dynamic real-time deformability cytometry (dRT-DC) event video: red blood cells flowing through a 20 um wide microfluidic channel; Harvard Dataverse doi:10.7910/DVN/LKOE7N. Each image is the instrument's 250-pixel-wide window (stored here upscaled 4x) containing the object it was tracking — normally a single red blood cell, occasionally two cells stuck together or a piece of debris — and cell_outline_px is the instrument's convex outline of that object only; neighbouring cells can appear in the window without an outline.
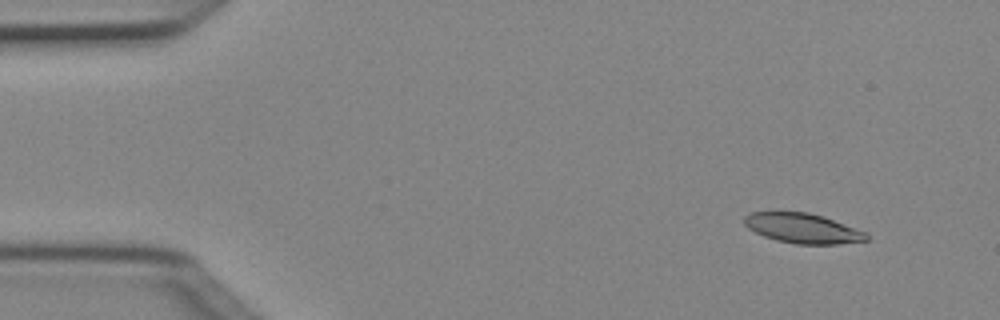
{"species": "Egyptian fruit bat (a non-hibernating species)", "species_latin": "Rousettus aegyptiacus", "temperature_condition": "cold", "stored_images_in_passage": 6, "camera_frame_rate_fps": 3000, "um_per_image_px": 0.085, "animal": {"sex": "female"}, "frame": {"image": 1, "passage_image": 1, "time_ms": 0.0, "image_size_px": [1000, 320], "cell_outline_px": [[868, 240], [836, 244], [796, 244], [776, 240], [764, 236], [748, 228], [744, 224], [744, 216], [748, 212], [808, 212], [824, 216], [868, 232]], "centroid_in_image_um": [68.24, 19.4], "position_along_channel_um": 16.8, "area_um2": 21.39}}
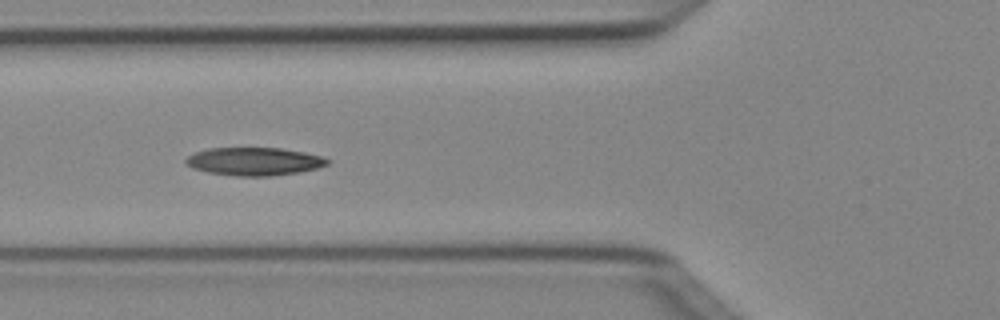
{"frame": {"image": 2, "passage_image": 5, "time_ms": 1.333, "image_size_px": [1000, 320], "cell_outline_px": [[332, 160], [328, 164], [316, 168], [296, 172], [268, 176], [236, 176], [208, 172], [192, 168], [184, 160], [188, 156], [196, 152], [208, 148], [280, 148], [304, 152], [324, 156]], "centroid_in_image_um": [21.63, 13.71], "position_along_channel_um": 104.2, "area_um2": 23.0}}
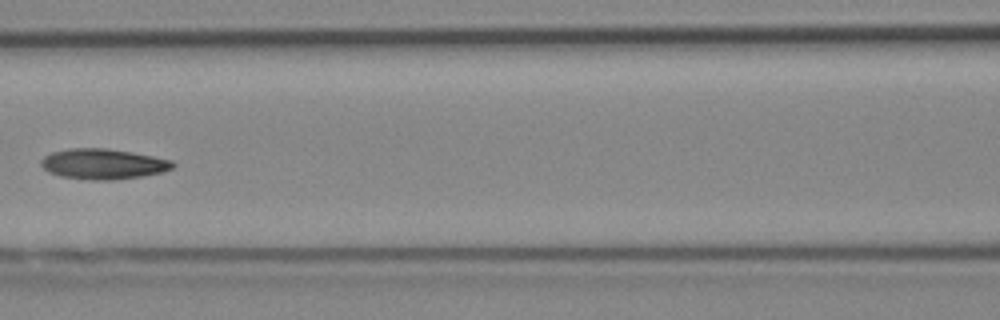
{"frame": {"image": 3, "passage_image": 6, "time_ms": 1.667, "image_size_px": [1000, 320], "cell_outline_px": [[176, 164], [172, 168], [160, 172], [140, 176], [112, 180], [92, 180], [60, 176], [48, 172], [40, 164], [40, 160], [44, 156], [52, 152], [68, 148], [108, 148], [132, 152], [172, 160]], "centroid_in_image_um": [8.73, 13.93], "position_along_channel_um": 157.9, "area_um2": 23.29}}